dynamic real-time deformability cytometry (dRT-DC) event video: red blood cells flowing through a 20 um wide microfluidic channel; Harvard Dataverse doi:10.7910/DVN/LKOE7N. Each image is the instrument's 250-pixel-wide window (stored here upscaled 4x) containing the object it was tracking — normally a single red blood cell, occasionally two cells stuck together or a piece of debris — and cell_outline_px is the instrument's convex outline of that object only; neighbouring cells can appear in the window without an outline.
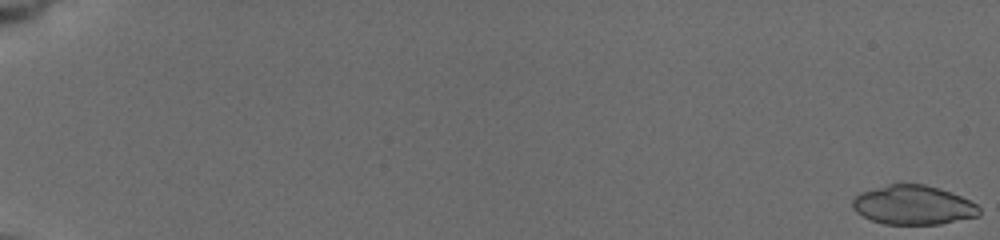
{"species": "common noctule bat (a hibernating species)", "species_latin": "Nyctalus noctula", "temperature_condition": "cold", "stored_images_in_passage": 27, "camera_frame_rate_fps": 3000, "um_per_image_px": 0.085, "animal": {"sex": "female", "body_mass_g": 19.5, "forearm_length_mm": 54.1}, "frame": {"image": 1, "passage_image": 1, "time_ms": 0.0, "image_size_px": [1000, 240], "cell_outline_px": [[980, 216], [940, 224], [884, 224], [872, 220], [856, 212], [852, 208], [852, 200], [860, 192], [888, 184], [924, 184], [940, 188], [960, 196], [976, 204], [980, 208]], "centroid_in_image_um": [77.63, 17.43], "position_along_channel_um": 7.4, "area_um2": 28.96}}
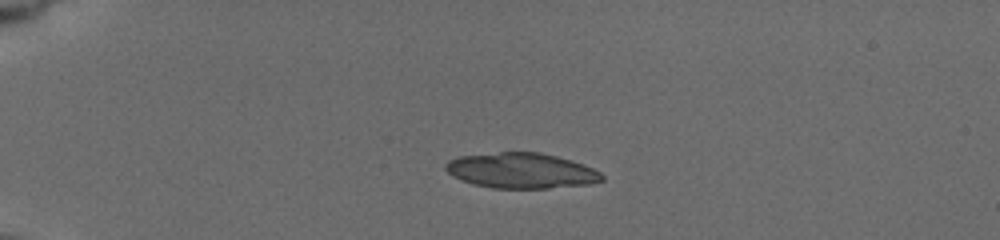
{"frame": {"image": 2, "passage_image": 13, "time_ms": 5.0, "image_size_px": [1000, 240], "cell_outline_px": [[604, 180], [588, 184], [548, 188], [492, 188], [472, 184], [452, 176], [444, 168], [444, 164], [448, 160], [460, 156], [500, 152], [540, 152], [572, 160], [584, 164], [600, 172], [604, 176]], "centroid_in_image_um": [44.3, 14.5], "position_along_channel_um": 40.7, "area_um2": 32.31}}